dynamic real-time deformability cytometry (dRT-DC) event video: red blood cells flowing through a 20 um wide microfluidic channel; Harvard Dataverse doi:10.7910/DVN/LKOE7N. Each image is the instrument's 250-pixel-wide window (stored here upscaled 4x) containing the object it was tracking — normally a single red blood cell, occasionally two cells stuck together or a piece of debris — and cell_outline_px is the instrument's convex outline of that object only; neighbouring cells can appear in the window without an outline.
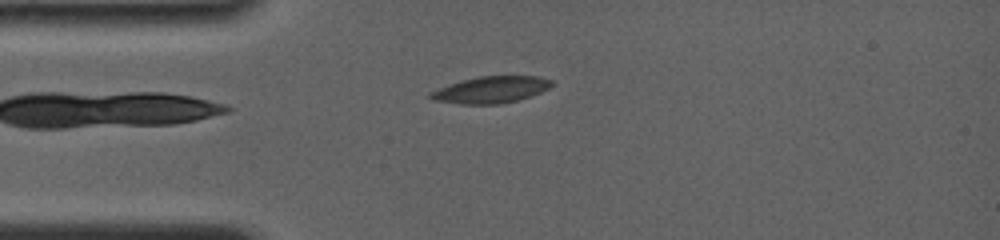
{"species": "common noctule bat (a hibernating species)", "species_latin": "Nyctalus noctula", "temperature_condition": "room temperature", "stored_images_in_passage": 54, "camera_frame_rate_fps": 4000, "um_per_image_px": 0.085, "animal": {"sex": "female", "body_mass_g": 19.0, "forearm_length_mm": 56.7}, "frame": {"image": 1, "passage_image": 5, "time_ms": 1.0, "image_size_px": [1000, 240], "cell_outline_px": [[556, 84], [540, 92], [516, 100], [500, 104], [460, 104], [432, 100], [428, 96], [428, 92], [448, 84], [476, 76], [540, 76], [552, 80]], "centroid_in_image_um": [41.7, 7.62], "position_along_channel_um": 43.3, "area_um2": 18.96}}
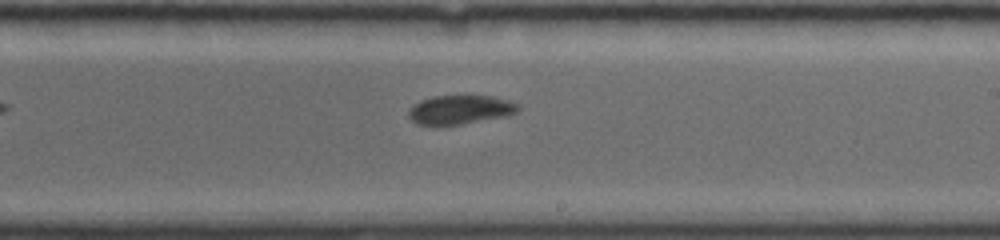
{"frame": {"image": 2, "passage_image": 28, "time_ms": 6.75, "image_size_px": [1000, 240], "cell_outline_px": [[520, 108], [516, 112], [508, 116], [436, 128], [416, 124], [408, 116], [408, 112], [420, 100], [432, 96], [492, 96], [508, 100], [520, 104]], "centroid_in_image_um": [39.09, 9.36], "position_along_channel_um": 249.9, "area_um2": 18.9}}
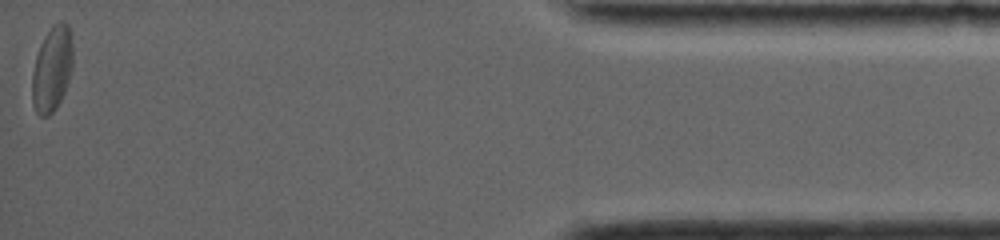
{"frame": {"image": 3, "passage_image": 54, "time_ms": 13.25, "image_size_px": [1000, 240], "cell_outline_px": [[72, 68], [64, 92], [56, 108], [48, 116], [40, 116], [36, 112], [32, 104], [32, 72], [36, 56], [40, 44], [44, 36], [52, 24], [60, 20], [68, 24], [72, 44]], "centroid_in_image_um": [4.41, 5.84], "position_along_channel_um": 430.8, "area_um2": 20.29}, "authors_computed_cell_mechanics": {"area_um2": 19.5942, "velocity_mm_per_s": 3.8527, "shape_relaxation_time_tau1_ms": null, "shape_relaxation_time_tau2_ms": 2.6367, "deformation_change_tau1": null, "deformation_change_tau2": 0.0627}}